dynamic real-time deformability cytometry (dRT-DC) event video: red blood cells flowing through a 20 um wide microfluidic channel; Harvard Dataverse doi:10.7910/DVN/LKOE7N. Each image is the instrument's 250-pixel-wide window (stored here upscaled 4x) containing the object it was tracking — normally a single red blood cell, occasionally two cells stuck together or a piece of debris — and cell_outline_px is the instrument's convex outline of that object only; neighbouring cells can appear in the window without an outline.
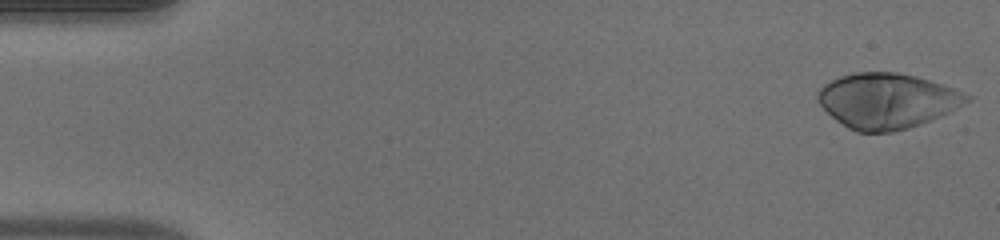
{"species": "human", "species_latin": "Homo sapiens", "temperature_condition": "warm", "stored_images_in_passage": 51, "camera_frame_rate_fps": 3000, "um_per_image_px": 0.085, "donor": {"sex": "male"}, "frame": {"image": 1, "passage_image": 1, "time_ms": 0.0, "image_size_px": [1000, 240], "cell_outline_px": [[972, 100], [932, 120], [908, 128], [892, 132], [856, 132], [848, 128], [836, 120], [816, 100], [816, 96], [820, 88], [824, 84], [840, 76], [856, 72], [896, 72], [916, 76], [952, 88], [972, 96]], "centroid_in_image_um": [75.39, 8.57], "position_along_channel_um": 9.6, "area_um2": 47.74}}
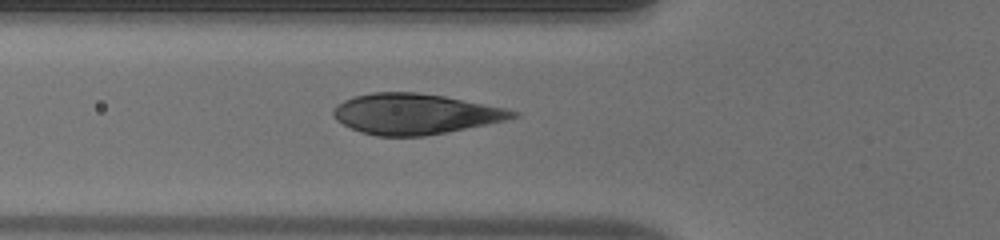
{"frame": {"image": 2, "passage_image": 18, "time_ms": 5.667, "image_size_px": [1000, 240], "cell_outline_px": [[520, 116], [504, 120], [424, 136], [376, 136], [360, 132], [336, 120], [332, 116], [332, 112], [336, 104], [352, 96], [372, 92], [416, 92], [444, 96], [504, 108], [520, 112]], "centroid_in_image_um": [35.21, 9.67], "position_along_channel_um": 90.6, "area_um2": 42.08}}
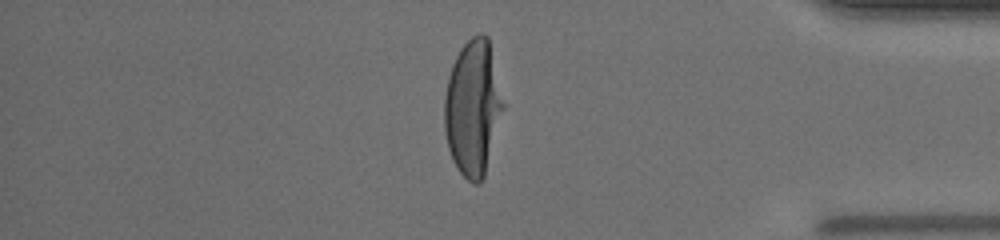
{"frame": {"image": 3, "passage_image": 43, "time_ms": 14.0, "image_size_px": [1000, 240], "cell_outline_px": [[504, 108], [484, 176], [480, 184], [472, 184], [456, 168], [452, 160], [448, 148], [444, 128], [444, 96], [448, 76], [452, 64], [460, 48], [472, 36], [480, 32], [484, 32], [488, 36], [504, 104]], "centroid_in_image_um": [40.18, 9.16], "position_along_channel_um": 395.0, "area_um2": 46.53}}